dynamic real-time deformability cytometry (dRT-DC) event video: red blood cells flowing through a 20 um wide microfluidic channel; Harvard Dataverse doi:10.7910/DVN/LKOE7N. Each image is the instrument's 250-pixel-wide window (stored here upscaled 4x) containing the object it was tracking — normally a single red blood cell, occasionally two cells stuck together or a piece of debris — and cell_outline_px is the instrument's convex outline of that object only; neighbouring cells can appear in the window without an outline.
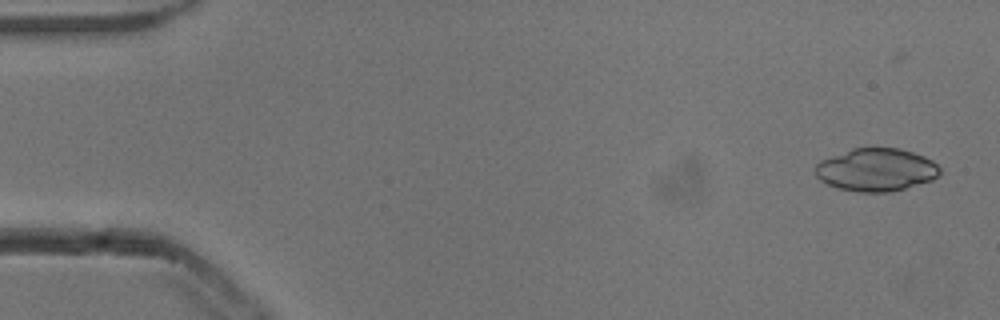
{"species": "common noctule bat (a hibernating species)", "species_latin": "Nyctalus noctula", "temperature_condition": "cold", "stored_images_in_passage": 53, "segment_of_instrument_passage": [1, 2], "camera_frame_rate_fps": 3000, "um_per_image_px": 0.085, "animal": {"sex": "male", "body_mass_g": 13.3}, "frame": {"image": 1, "passage_image": 3, "time_ms": 0.667, "image_size_px": [1000, 320], "cell_outline_px": [[940, 172], [932, 180], [904, 188], [888, 192], [856, 192], [840, 188], [828, 184], [820, 180], [816, 176], [816, 164], [820, 160], [852, 148], [900, 148], [924, 156], [932, 160], [940, 168]], "centroid_in_image_um": [74.46, 14.42], "position_along_channel_um": 10.5, "area_um2": 30.92}}
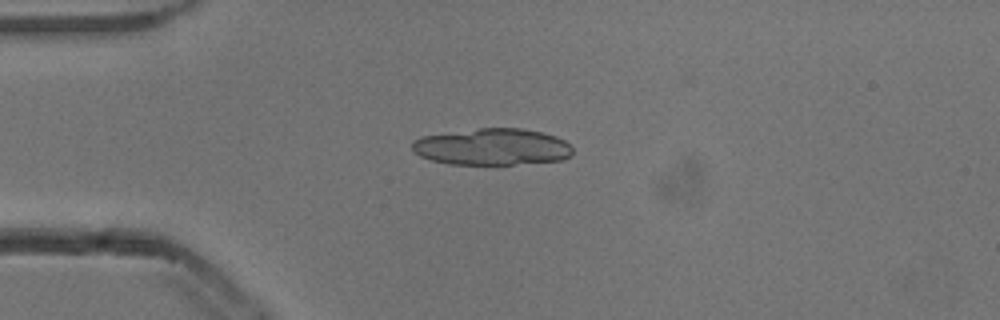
{"frame": {"image": 2, "passage_image": 14, "time_ms": 4.333, "image_size_px": [1000, 320], "cell_outline_px": [[572, 156], [560, 160], [512, 164], [448, 164], [432, 160], [420, 156], [412, 148], [412, 140], [420, 136], [480, 128], [520, 128], [540, 132], [556, 136], [564, 140], [572, 148]], "centroid_in_image_um": [41.82, 12.48], "position_along_channel_um": 43.2, "area_um2": 34.16}}